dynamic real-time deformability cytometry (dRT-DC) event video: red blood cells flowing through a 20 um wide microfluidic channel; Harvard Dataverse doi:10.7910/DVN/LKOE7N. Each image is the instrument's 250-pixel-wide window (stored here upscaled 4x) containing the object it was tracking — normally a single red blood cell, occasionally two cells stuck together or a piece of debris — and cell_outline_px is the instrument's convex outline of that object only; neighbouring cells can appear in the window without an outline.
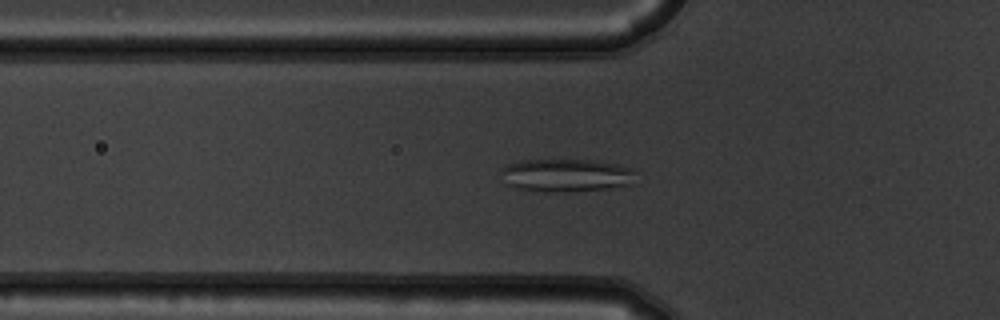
{"species": "common noctule bat (a hibernating species)", "species_latin": "Nyctalus noctula", "temperature_condition": "warm", "stored_images_in_passage": 54, "camera_frame_rate_fps": 3000, "um_per_image_px": 0.085, "animal": {"sex": "male", "body_mass_g": 19.5, "forearm_length_mm": 54.6}, "frame": {"image": 1, "passage_image": 19, "time_ms": 6.0, "image_size_px": [1000, 320], "cell_outline_px": [[636, 184], [612, 188], [568, 192], [544, 192], [516, 188], [508, 184], [504, 172], [504, 168], [508, 164], [520, 160], [592, 160], [616, 164], [628, 168], [636, 172]], "centroid_in_image_um": [48.23, 14.91], "position_along_channel_um": 77.6, "area_um2": 25.89}}
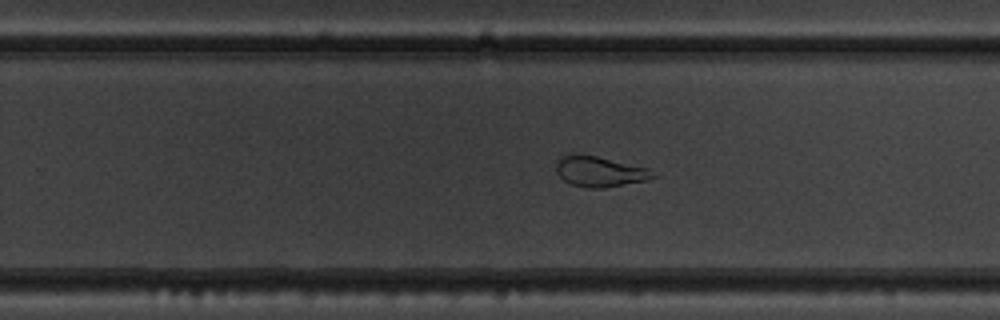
{"frame": {"image": 2, "passage_image": 35, "time_ms": 11.333, "image_size_px": [1000, 320], "cell_outline_px": [[660, 176], [648, 180], [604, 188], [588, 188], [572, 184], [564, 180], [556, 172], [556, 164], [564, 156], [596, 156], [648, 168]], "centroid_in_image_um": [51.06, 14.62], "position_along_channel_um": 278.7, "area_um2": 16.76}}
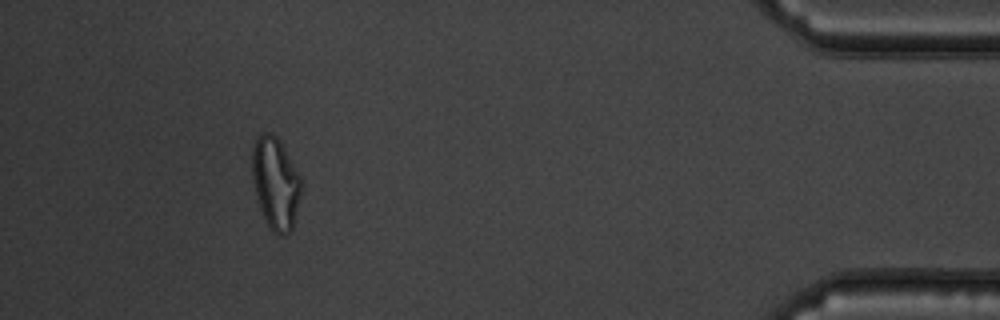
{"frame": {"image": 3, "passage_image": 50, "time_ms": 16.333, "image_size_px": [1000, 320], "cell_outline_px": [[300, 196], [292, 228], [284, 236], [280, 236], [272, 232], [264, 220], [256, 196], [252, 176], [252, 148], [260, 132], [272, 132], [280, 140], [300, 176]], "centroid_in_image_um": [23.4, 15.56], "position_along_channel_um": 411.8, "area_um2": 26.24}, "authors_computed_cell_mechanics": {"area_um2": 25.0563, "velocity_mm_per_s": 3.7658, "shape_relaxation_time_tau1_ms": null, "shape_relaxation_time_tau2_ms": 1.2358, "deformation_change_tau1": null, "deformation_change_tau2": 0.0781}}